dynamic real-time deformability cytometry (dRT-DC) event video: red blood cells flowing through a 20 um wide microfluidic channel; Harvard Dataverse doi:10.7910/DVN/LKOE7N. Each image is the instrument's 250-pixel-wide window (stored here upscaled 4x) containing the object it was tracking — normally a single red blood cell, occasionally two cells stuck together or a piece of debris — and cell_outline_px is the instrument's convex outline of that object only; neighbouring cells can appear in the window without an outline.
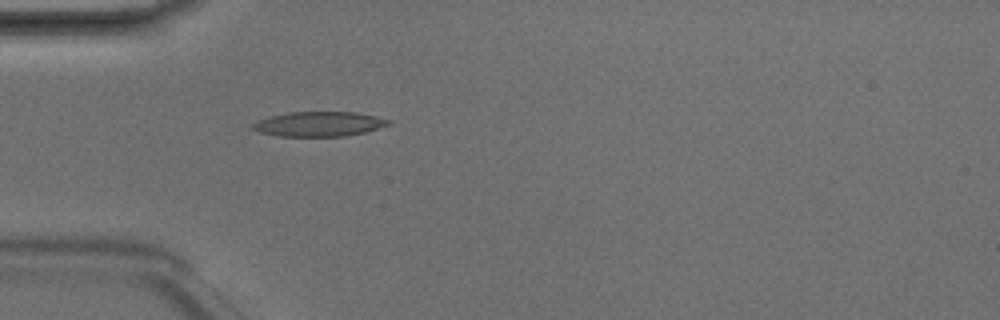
{"species": "Egyptian fruit bat (a non-hibernating species)", "species_latin": "Rousettus aegyptiacus", "temperature_condition": "room temperature", "stored_images_in_passage": 4, "camera_frame_rate_fps": 3000, "um_per_image_px": 0.085, "animal": {"sex": "male"}, "frame": {"image": 1, "passage_image": 4, "time_ms": 1.0, "image_size_px": [1000, 320], "cell_outline_px": [[392, 124], [364, 132], [344, 136], [280, 136], [260, 132], [252, 128], [252, 124], [268, 116], [288, 112], [356, 112], [376, 116], [392, 120]], "centroid_in_image_um": [27.15, 10.53], "position_along_channel_um": 57.9, "area_um2": 19.54}}